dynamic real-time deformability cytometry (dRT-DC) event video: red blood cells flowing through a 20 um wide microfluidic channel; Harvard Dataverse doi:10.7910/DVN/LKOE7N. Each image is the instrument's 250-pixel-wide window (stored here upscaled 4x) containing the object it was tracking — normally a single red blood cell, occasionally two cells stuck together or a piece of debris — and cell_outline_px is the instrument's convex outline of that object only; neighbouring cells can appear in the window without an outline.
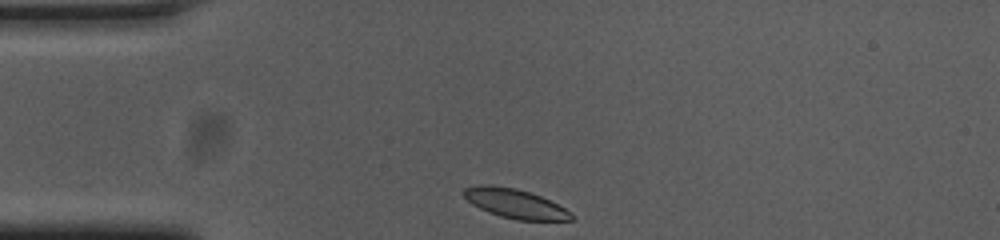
{"species": "common noctule bat (a hibernating species)", "species_latin": "Nyctalus noctula", "temperature_condition": "cold", "stored_images_in_passage": 32, "camera_frame_rate_fps": 3000, "um_per_image_px": 0.085, "animal": {"sex": "female", "body_mass_g": 23.0, "forearm_length_mm": 53.4}, "frame": {"image": 1, "passage_image": 1, "time_ms": 0.0, "image_size_px": [1000, 240], "cell_outline_px": [[572, 220], [516, 220], [500, 216], [488, 212], [472, 204], [464, 196], [464, 188], [480, 184], [488, 184], [516, 188], [540, 196], [572, 212]], "centroid_in_image_um": [43.76, 17.3], "position_along_channel_um": 41.2, "area_um2": 18.15}}
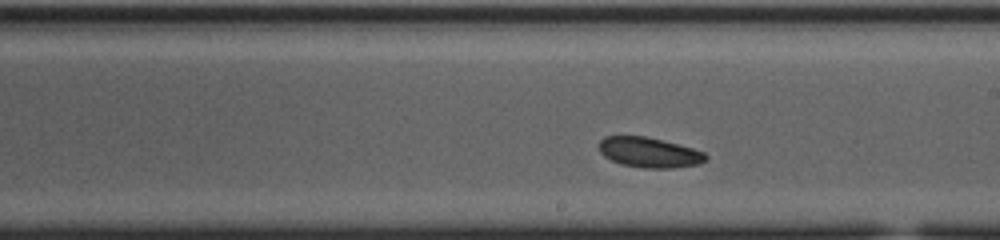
{"frame": {"image": 2, "passage_image": 19, "time_ms": 6.0, "image_size_px": [1000, 240], "cell_outline_px": [[708, 156], [700, 164], [672, 168], [644, 168], [620, 164], [604, 156], [600, 152], [600, 140], [604, 136], [644, 136], [692, 148], [704, 152]], "centroid_in_image_um": [55.17, 12.96], "position_along_channel_um": 233.8, "area_um2": 18.55}}
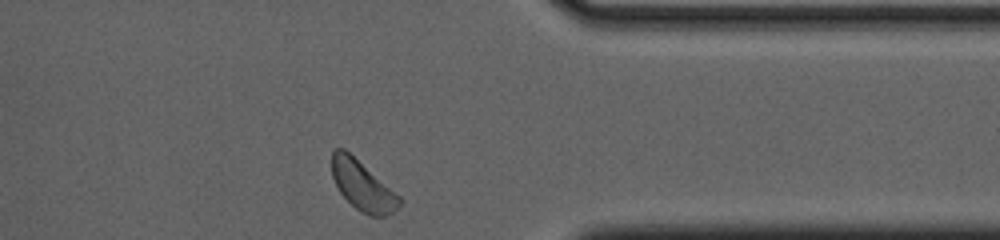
{"frame": {"image": 3, "passage_image": 32, "time_ms": 10.333, "image_size_px": [1000, 240], "cell_outline_px": [[404, 200], [392, 212], [384, 216], [368, 216], [360, 212], [340, 192], [332, 176], [332, 148], [344, 148], [400, 196]], "centroid_in_image_um": [30.81, 15.78], "position_along_channel_um": 380.6, "area_um2": 19.25}, "authors_computed_cell_mechanics": {"area_um2": 18.7272, "velocity_mm_per_s": 3.6431, "shape_relaxation_time_tau1_ms": 4.2079, "shape_relaxation_time_tau2_ms": null, "deformation_change_tau1": 0.0926, "deformation_change_tau2": null}}